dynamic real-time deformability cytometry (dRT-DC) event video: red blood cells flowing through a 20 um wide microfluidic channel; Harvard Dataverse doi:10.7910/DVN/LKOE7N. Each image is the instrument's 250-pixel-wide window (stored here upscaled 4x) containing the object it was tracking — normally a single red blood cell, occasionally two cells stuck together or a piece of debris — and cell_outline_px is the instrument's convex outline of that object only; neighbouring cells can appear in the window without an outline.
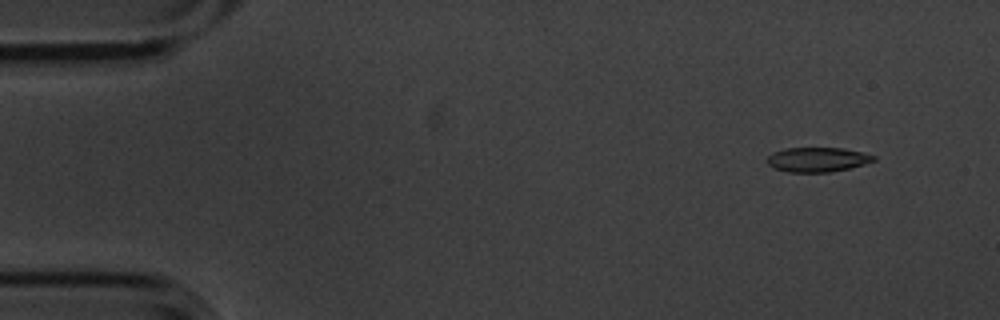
{"species": "common noctule bat (a hibernating species)", "species_latin": "Nyctalus noctula", "temperature_condition": "cold", "stored_images_in_passage": 14, "camera_frame_rate_fps": 3000, "um_per_image_px": 0.085, "animal": {"sex": "male", "body_mass_g": 20.1, "forearm_length_mm": 53.5}, "frame": {"image": 1, "passage_image": 1, "time_ms": 0.0, "image_size_px": [1000, 320], "cell_outline_px": [[876, 160], [864, 164], [848, 168], [828, 172], [788, 172], [776, 168], [768, 164], [764, 160], [772, 152], [784, 148], [844, 148], [876, 156]], "centroid_in_image_um": [69.44, 13.55], "position_along_channel_um": 15.6, "area_um2": 15.2}}
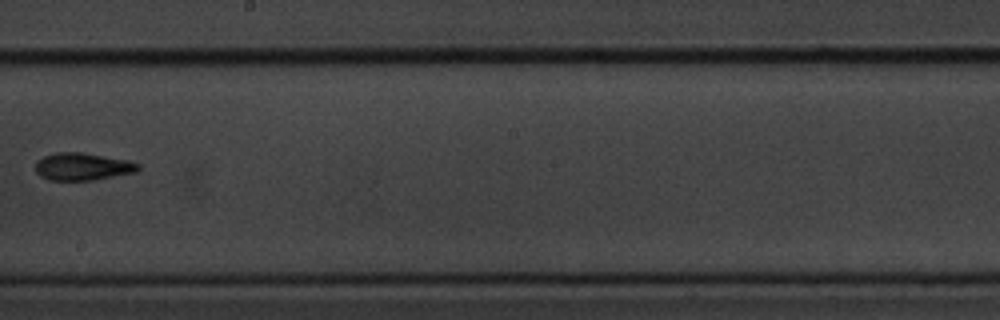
{"frame": {"image": 2, "passage_image": 8, "time_ms": 2.333, "image_size_px": [1000, 320], "cell_outline_px": [[140, 168], [136, 172], [92, 180], [48, 180], [40, 176], [36, 172], [36, 160], [44, 156], [56, 152], [80, 152], [128, 160], [140, 164]], "centroid_in_image_um": [7.0, 14.16], "position_along_channel_um": 241.2, "area_um2": 16.42}}
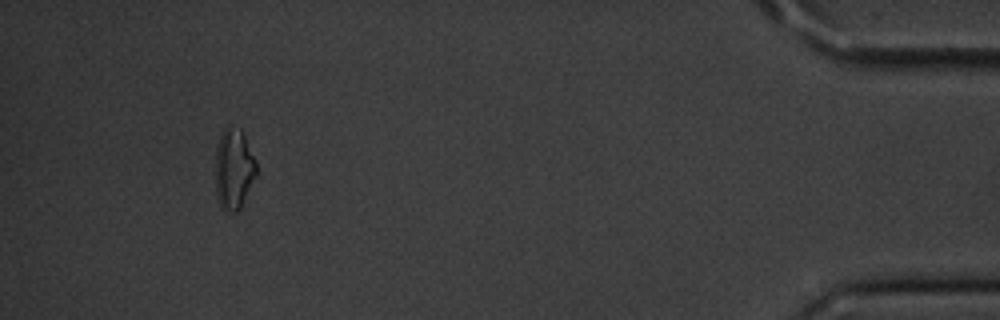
{"frame": {"image": 3, "passage_image": 13, "time_ms": 4.0, "image_size_px": [1000, 320], "cell_outline_px": [[256, 176], [240, 208], [236, 212], [232, 212], [220, 208], [216, 192], [216, 148], [220, 136], [224, 128], [228, 124], [240, 128], [256, 160]], "centroid_in_image_um": [19.87, 14.34], "position_along_channel_um": 415.3, "area_um2": 19.25}}